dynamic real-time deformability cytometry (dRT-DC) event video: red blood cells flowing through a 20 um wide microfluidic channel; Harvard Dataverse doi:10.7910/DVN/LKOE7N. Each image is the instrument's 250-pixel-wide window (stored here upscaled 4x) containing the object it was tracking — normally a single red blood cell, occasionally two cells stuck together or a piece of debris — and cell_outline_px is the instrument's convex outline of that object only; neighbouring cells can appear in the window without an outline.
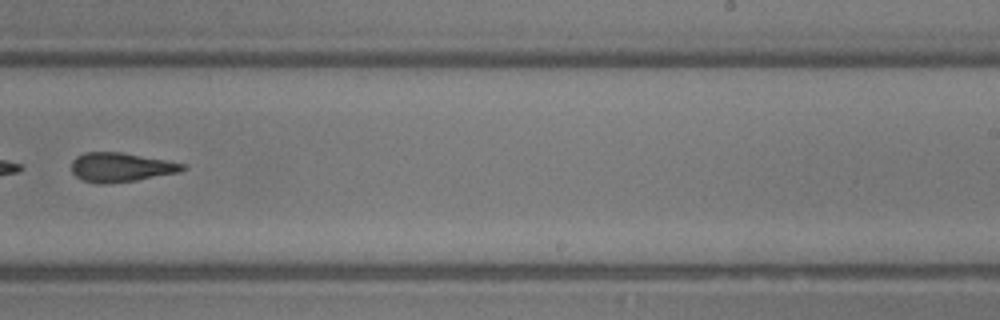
{"species": "common noctule bat (a hibernating species)", "species_latin": "Nyctalus noctula", "temperature_condition": "room temperature", "stored_images_in_passage": 31, "camera_frame_rate_fps": 3000, "um_per_image_px": 0.085, "animal": {"sex": "male", "body_mass_g": 13.3}, "frame": {"image": 1, "passage_image": 22, "time_ms": 7.0, "image_size_px": [1000, 320], "cell_outline_px": [[184, 168], [176, 172], [136, 180], [104, 184], [96, 184], [84, 180], [76, 176], [72, 172], [72, 160], [76, 156], [84, 152], [120, 152], [164, 160], [184, 164]], "centroid_in_image_um": [10.17, 14.21], "position_along_channel_um": 278.8, "area_um2": 18.5}}